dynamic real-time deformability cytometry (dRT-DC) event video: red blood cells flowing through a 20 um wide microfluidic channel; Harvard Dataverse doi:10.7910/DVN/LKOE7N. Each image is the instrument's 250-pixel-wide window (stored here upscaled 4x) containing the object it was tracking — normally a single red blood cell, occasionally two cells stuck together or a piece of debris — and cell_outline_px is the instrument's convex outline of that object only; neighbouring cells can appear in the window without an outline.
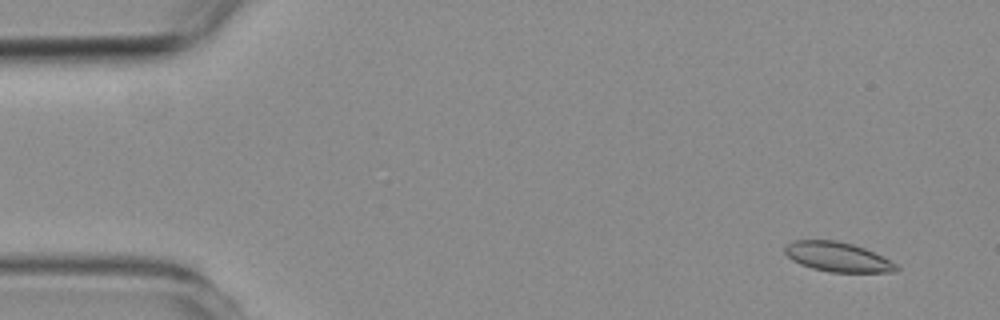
{"species": "common noctule bat (a hibernating species)", "species_latin": "Nyctalus noctula", "temperature_condition": "room temperature", "stored_images_in_passage": 4, "camera_frame_rate_fps": 3000, "um_per_image_px": 0.085, "animal": {"sex": "female", "body_mass_g": 19.3, "forearm_length_mm": 54.1}, "frame": {"image": 1, "passage_image": 1, "time_ms": 0.0, "image_size_px": [1000, 320], "cell_outline_px": [[900, 268], [896, 272], [828, 272], [812, 268], [800, 264], [792, 260], [784, 252], [784, 248], [792, 240], [836, 240], [852, 244], [864, 248], [896, 264]], "centroid_in_image_um": [71.16, 21.84], "position_along_channel_um": 13.8, "area_um2": 19.07}}